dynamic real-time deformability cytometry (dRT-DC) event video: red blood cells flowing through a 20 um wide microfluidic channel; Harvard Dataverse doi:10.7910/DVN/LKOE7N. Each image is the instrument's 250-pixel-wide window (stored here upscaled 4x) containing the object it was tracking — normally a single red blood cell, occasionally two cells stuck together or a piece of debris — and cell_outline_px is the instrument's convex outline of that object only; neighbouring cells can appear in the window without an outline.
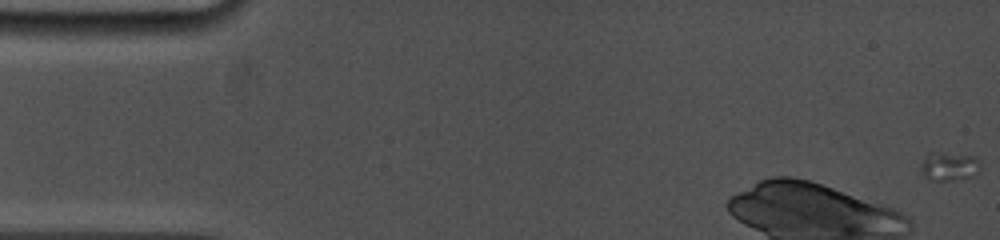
{"species": "common noctule bat (a hibernating species)", "species_latin": "Nyctalus noctula", "temperature_condition": "cold", "stored_images_in_passage": 10, "camera_frame_rate_fps": 5000, "um_per_image_px": 0.085, "animal": {"sex": "female", "body_mass_g": 19.0, "forearm_length_mm": 53.3}, "frame": {"image": 1, "passage_image": 1, "time_ms": 0.0, "image_size_px": [1000, 240], "cell_outline_px": [[980, 168], [972, 176], [952, 180], [932, 180], [924, 176], [920, 172], [920, 164], [924, 156], [928, 152], [936, 152], [976, 156], [980, 160]], "centroid_in_image_um": [80.64, 14.12], "position_along_channel_um": 4.4, "area_um2": 10.06}}